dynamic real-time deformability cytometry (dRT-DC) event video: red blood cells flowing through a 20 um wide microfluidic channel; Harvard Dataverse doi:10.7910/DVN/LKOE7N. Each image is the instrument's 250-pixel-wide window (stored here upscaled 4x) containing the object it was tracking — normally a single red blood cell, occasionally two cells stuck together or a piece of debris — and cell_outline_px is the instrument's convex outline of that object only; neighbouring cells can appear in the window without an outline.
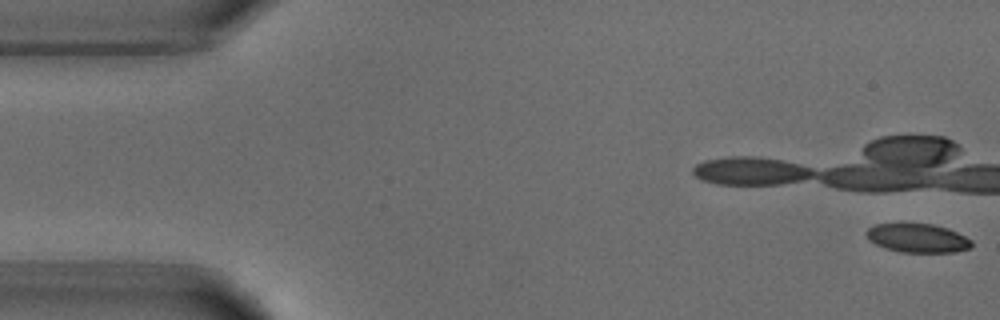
{"species": "common noctule bat (a hibernating species)", "species_latin": "Nyctalus noctula", "temperature_condition": "warm", "stored_images_in_passage": 2, "camera_frame_rate_fps": 3000, "um_per_image_px": 0.085, "animal": {"sex": "male", "body_mass_g": 18.8}, "frame": {"image": 1, "passage_image": 2, "time_ms": 0.333, "image_size_px": [1000, 320], "cell_outline_px": [[968, 244], [964, 248], [940, 252], [920, 252], [892, 248], [876, 240], [868, 232], [872, 228], [888, 224], [920, 224], [940, 228], [952, 232], [968, 240]], "centroid_in_image_um": [78.03, 20.23], "position_along_channel_um": 7.0, "area_um2": 14.85}}